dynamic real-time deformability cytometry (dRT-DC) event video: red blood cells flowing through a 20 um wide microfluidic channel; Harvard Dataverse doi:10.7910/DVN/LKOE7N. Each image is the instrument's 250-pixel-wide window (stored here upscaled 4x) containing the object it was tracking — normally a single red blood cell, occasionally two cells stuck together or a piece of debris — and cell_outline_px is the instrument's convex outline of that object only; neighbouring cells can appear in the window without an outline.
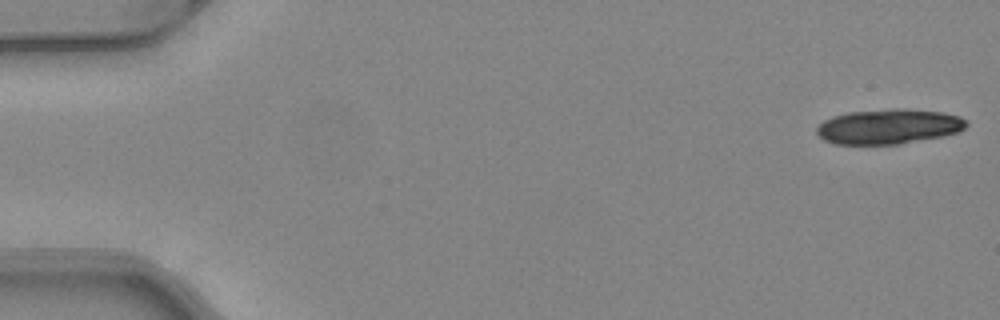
{"species": "common noctule bat (a hibernating species)", "species_latin": "Nyctalus noctula", "temperature_condition": "warm", "stored_images_in_passage": 1, "camera_frame_rate_fps": 3000, "um_per_image_px": 0.085, "animal": {"sex": "female", "body_mass_g": 24.6, "forearm_length_mm": 56.2}, "frame": {"image": 1, "passage_image": 1, "time_ms": 0.0, "image_size_px": [1000, 320], "cell_outline_px": [[968, 124], [960, 132], [944, 136], [900, 144], [836, 144], [824, 140], [816, 132], [816, 128], [824, 120], [832, 116], [848, 112], [892, 108], [904, 108], [944, 112], [960, 116]], "centroid_in_image_um": [75.56, 10.75], "position_along_channel_um": 9.4, "area_um2": 30.75}}